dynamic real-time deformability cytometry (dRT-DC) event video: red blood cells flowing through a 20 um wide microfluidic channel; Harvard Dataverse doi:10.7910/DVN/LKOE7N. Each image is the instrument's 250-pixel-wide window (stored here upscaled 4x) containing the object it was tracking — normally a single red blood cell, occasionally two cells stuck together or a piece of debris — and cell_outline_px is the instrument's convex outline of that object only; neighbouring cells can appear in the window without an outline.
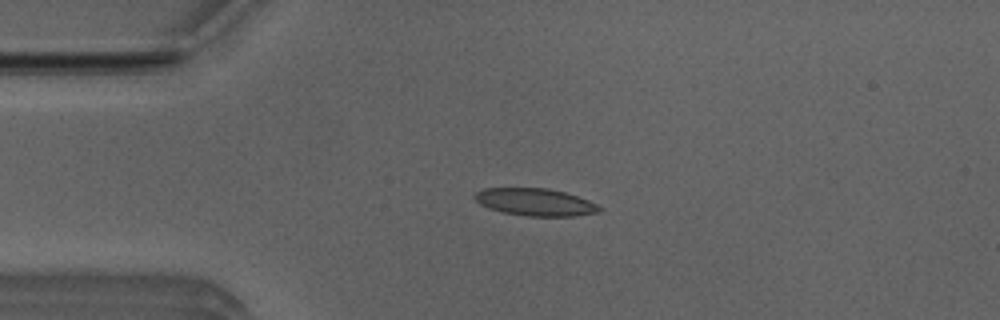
{"species": "Egyptian fruit bat (a non-hibernating species)", "species_latin": "Rousettus aegyptiacus", "temperature_condition": "room temperature", "stored_images_in_passage": 5, "camera_frame_rate_fps": 3000, "um_per_image_px": 0.085, "animal": {"sex": "male"}, "frame": {"image": 1, "passage_image": 1, "time_ms": 0.0, "image_size_px": [1000, 320], "cell_outline_px": [[604, 208], [600, 212], [576, 216], [524, 216], [504, 212], [488, 208], [480, 204], [472, 196], [476, 192], [484, 188], [548, 188], [564, 192], [588, 200]], "centroid_in_image_um": [45.5, 17.18], "position_along_channel_um": 39.5, "area_um2": 19.94}}
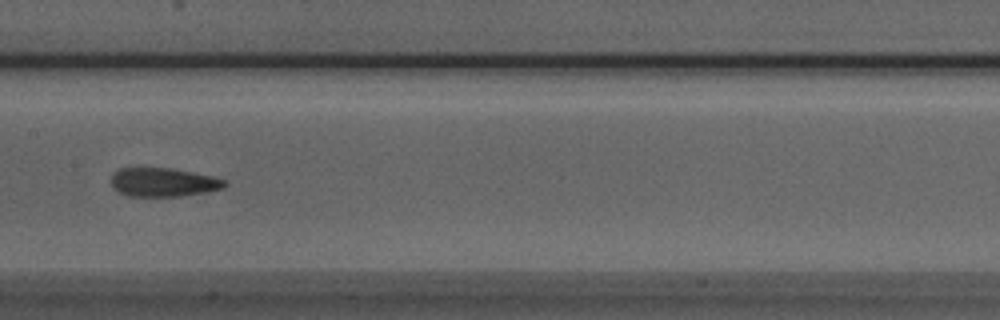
{"frame": {"image": 2, "passage_image": 5, "time_ms": 1.333, "image_size_px": [1000, 320], "cell_outline_px": [[228, 184], [224, 188], [208, 192], [180, 196], [128, 196], [112, 188], [112, 172], [120, 168], [172, 168], [216, 176], [228, 180]], "centroid_in_image_um": [13.95, 15.48], "position_along_channel_um": 193.5, "area_um2": 19.36}}